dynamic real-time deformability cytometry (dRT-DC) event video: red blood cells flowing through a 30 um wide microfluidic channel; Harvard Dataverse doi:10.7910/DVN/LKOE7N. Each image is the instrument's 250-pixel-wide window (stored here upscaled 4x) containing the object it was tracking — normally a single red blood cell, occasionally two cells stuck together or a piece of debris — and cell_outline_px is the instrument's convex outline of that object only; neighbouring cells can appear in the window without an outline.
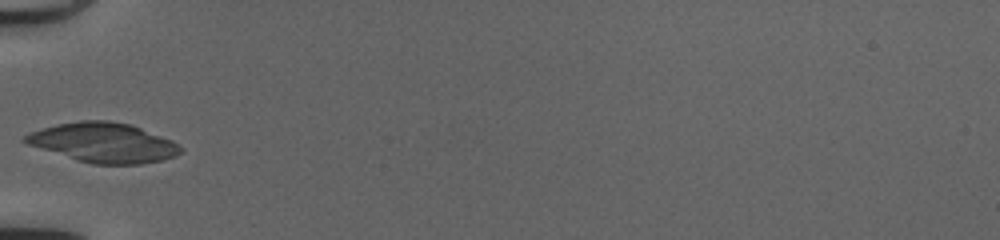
{"species": "common noctule bat (a hibernating species)", "species_latin": "Nyctalus noctula", "temperature_condition": "cold", "stored_images_in_passage": 32, "camera_frame_rate_fps": 3000, "um_per_image_px": 0.085, "animal": {"sex": "female", "body_mass_g": 20.0, "forearm_length_mm": 54.0}, "frame": {"image": 1, "passage_image": 1, "time_ms": 0.0, "image_size_px": [1000, 240], "cell_outline_px": [[180, 152], [176, 156], [164, 160], [140, 164], [92, 164], [76, 160], [28, 144], [20, 140], [28, 132], [56, 124], [80, 120], [108, 120], [132, 124], [172, 140], [180, 148]], "centroid_in_image_um": [8.77, 12.11], "position_along_channel_um": 76.2, "area_um2": 35.95}}
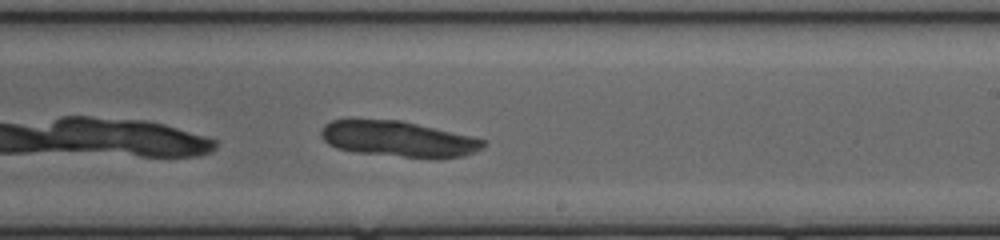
{"frame": {"image": 2, "passage_image": 14, "time_ms": 4.333, "image_size_px": [1000, 240], "cell_outline_px": [[484, 148], [476, 152], [464, 156], [440, 160], [428, 160], [356, 152], [336, 148], [328, 144], [324, 140], [320, 132], [324, 124], [332, 120], [400, 120], [468, 136], [484, 140]], "centroid_in_image_um": [33.88, 11.86], "position_along_channel_um": 255.1, "area_um2": 34.04}}
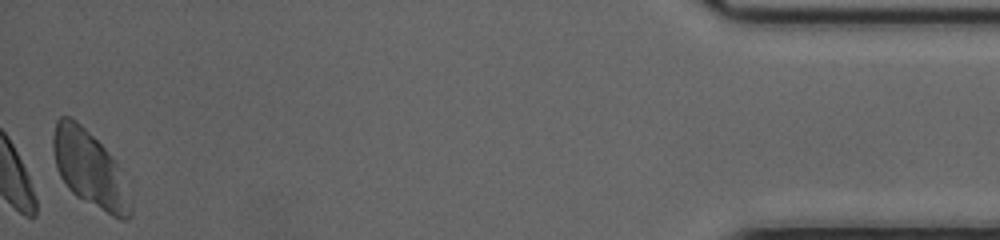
{"frame": {"image": 3, "passage_image": 32, "time_ms": 10.333, "image_size_px": [1000, 240], "cell_outline_px": [[132, 216], [128, 220], [120, 220], [112, 216], [76, 196], [68, 188], [60, 176], [56, 168], [52, 148], [52, 136], [56, 120], [60, 116], [68, 116], [76, 120], [104, 148], [116, 164], [132, 208]], "centroid_in_image_um": [7.56, 14.37], "position_along_channel_um": 427.6, "area_um2": 33.58}}